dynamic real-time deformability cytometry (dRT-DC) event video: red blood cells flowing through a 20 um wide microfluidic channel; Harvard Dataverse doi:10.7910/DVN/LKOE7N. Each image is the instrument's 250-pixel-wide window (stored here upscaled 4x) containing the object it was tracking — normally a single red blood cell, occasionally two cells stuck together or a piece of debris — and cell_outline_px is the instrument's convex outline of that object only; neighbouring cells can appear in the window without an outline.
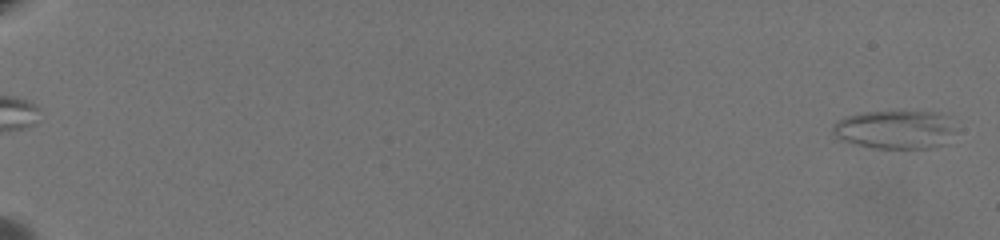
{"species": "common noctule bat (a hibernating species)", "species_latin": "Nyctalus noctula", "temperature_condition": "warm", "stored_images_in_passage": 14, "segment_of_instrument_passage": [1, 2], "camera_frame_rate_fps": 3000, "um_per_image_px": 0.085, "animal": {"sex": "female", "body_mass_g": 19.5, "forearm_length_mm": 54.1}, "frame": {"image": 1, "passage_image": 2, "time_ms": 0.333, "image_size_px": [1000, 240], "cell_outline_px": [[956, 132], [940, 144], [928, 148], [876, 148], [860, 144], [836, 136], [832, 132], [832, 124], [848, 116], [868, 112], [928, 112], [952, 128]], "centroid_in_image_um": [75.95, 11.03], "position_along_channel_um": 9.0, "area_um2": 25.78}}